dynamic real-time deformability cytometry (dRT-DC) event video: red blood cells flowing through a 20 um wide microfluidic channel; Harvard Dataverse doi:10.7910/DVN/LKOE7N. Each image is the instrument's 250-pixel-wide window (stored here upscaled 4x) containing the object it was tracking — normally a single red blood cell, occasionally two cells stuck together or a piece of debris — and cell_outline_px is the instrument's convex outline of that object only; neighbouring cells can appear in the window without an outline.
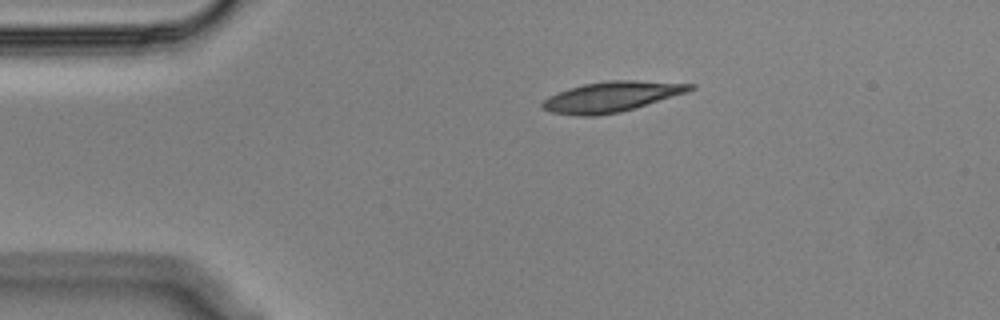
{"species": "Egyptian fruit bat (a non-hibernating species)", "species_latin": "Rousettus aegyptiacus", "temperature_condition": "cold", "stored_images_in_passage": 46, "camera_frame_rate_fps": 3000, "um_per_image_px": 0.085, "animal": {"sex": "male"}, "frame": {"image": 1, "passage_image": 1, "time_ms": 0.0, "image_size_px": [1000, 320], "cell_outline_px": [[696, 88], [688, 92], [636, 108], [620, 112], [592, 116], [580, 116], [552, 112], [544, 108], [540, 104], [548, 96], [568, 88], [584, 84], [608, 80], [636, 80], [696, 84]], "centroid_in_image_um": [52.02, 8.21], "position_along_channel_um": 33.0, "area_um2": 26.13}}
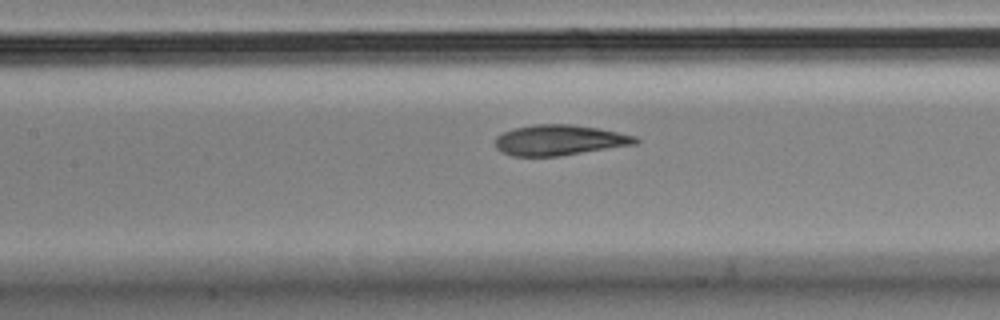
{"frame": {"image": 2, "passage_image": 15, "time_ms": 4.667, "image_size_px": [1000, 320], "cell_outline_px": [[640, 140], [636, 144], [560, 156], [512, 156], [496, 148], [496, 136], [504, 132], [516, 128], [536, 124], [572, 124], [596, 128], [636, 136]], "centroid_in_image_um": [47.56, 11.91], "position_along_channel_um": 159.8, "area_um2": 24.68}}
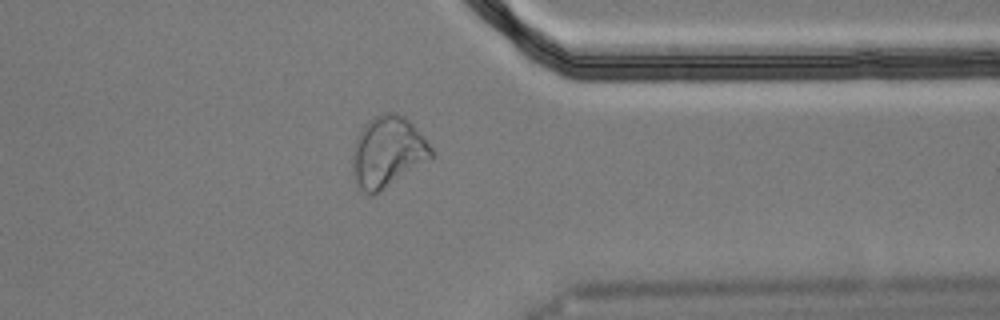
{"frame": {"image": 3, "passage_image": 34, "time_ms": 11.0, "image_size_px": [1000, 320], "cell_outline_px": [[436, 152], [432, 160], [376, 196], [368, 196], [360, 188], [356, 180], [352, 164], [352, 156], [356, 136], [364, 124], [372, 116], [384, 112], [396, 112], [404, 116], [424, 136]], "centroid_in_image_um": [33.0, 12.94], "position_along_channel_um": 378.4, "area_um2": 33.7}, "authors_computed_cell_mechanics": {"area_um2": 25.8655, "velocity_mm_per_s": 3.5594, "shape_relaxation_time_tau1_ms": null, "shape_relaxation_time_tau2_ms": 2.509, "deformation_change_tau1": null, "deformation_change_tau2": 0.0908}}